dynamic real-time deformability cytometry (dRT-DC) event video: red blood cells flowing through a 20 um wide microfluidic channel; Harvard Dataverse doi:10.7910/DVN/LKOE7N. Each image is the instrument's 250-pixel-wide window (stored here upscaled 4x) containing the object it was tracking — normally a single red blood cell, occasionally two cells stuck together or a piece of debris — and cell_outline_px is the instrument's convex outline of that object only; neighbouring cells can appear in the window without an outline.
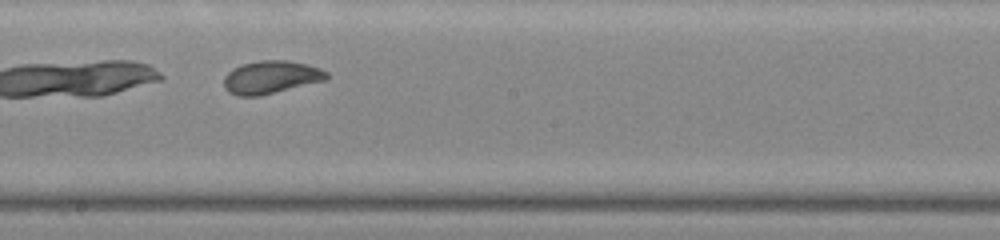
{"species": "common noctule bat (a hibernating species)", "species_latin": "Nyctalus noctula", "temperature_condition": "warm", "stored_images_in_passage": 28, "camera_frame_rate_fps": 3000, "um_per_image_px": 0.085, "animal": {"sex": "male", "body_mass_g": 20.0, "forearm_length_mm": 53.3}, "frame": {"image": 1, "passage_image": 20, "time_ms": 6.333, "image_size_px": [1000, 240], "cell_outline_px": [[332, 76], [328, 80], [260, 96], [236, 96], [228, 92], [224, 88], [224, 76], [232, 68], [240, 64], [260, 60], [288, 60], [308, 64], [320, 68], [328, 72]], "centroid_in_image_um": [23.06, 6.56], "position_along_channel_um": 225.1, "area_um2": 20.23}}